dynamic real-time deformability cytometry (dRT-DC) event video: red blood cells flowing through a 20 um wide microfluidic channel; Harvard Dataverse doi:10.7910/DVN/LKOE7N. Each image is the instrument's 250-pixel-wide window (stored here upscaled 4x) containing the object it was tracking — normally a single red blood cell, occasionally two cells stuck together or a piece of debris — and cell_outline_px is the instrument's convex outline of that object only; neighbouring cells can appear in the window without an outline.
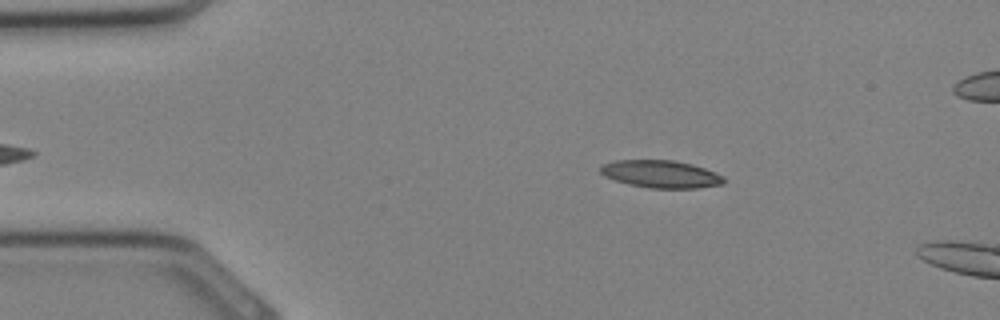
{"species": "Egyptian fruit bat (a non-hibernating species)", "species_latin": "Rousettus aegyptiacus", "temperature_condition": "cold", "stored_images_in_passage": 5, "camera_frame_rate_fps": 3000, "um_per_image_px": 0.085, "animal": {"sex": "female"}, "frame": {"image": 1, "passage_image": 3, "time_ms": 0.667, "image_size_px": [1000, 320], "cell_outline_px": [[724, 184], [696, 188], [648, 188], [628, 184], [604, 176], [600, 172], [600, 164], [616, 160], [672, 160], [692, 164], [704, 168], [724, 176]], "centroid_in_image_um": [56.15, 14.79], "position_along_channel_um": 28.8, "area_um2": 19.83}}